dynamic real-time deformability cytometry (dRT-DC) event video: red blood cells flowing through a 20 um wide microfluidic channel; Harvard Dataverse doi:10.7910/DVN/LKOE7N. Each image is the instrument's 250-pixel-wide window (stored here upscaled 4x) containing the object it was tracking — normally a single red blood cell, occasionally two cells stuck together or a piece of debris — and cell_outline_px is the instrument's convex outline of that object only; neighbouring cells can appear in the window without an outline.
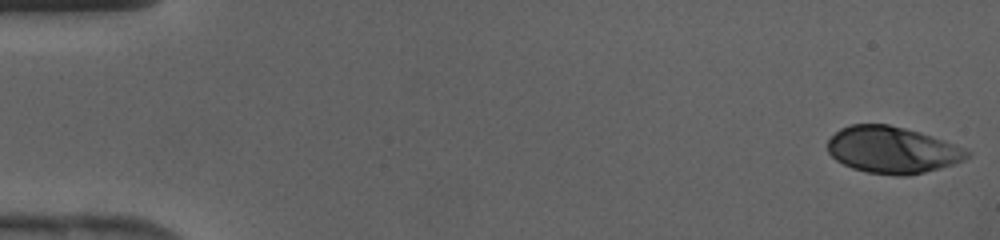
{"species": "human", "species_latin": "Homo sapiens", "temperature_condition": "cold", "stored_images_in_passage": 42, "camera_frame_rate_fps": 3000, "um_per_image_px": 0.085, "donor": {"sex": "female"}, "frame": {"image": 1, "passage_image": 1, "time_ms": 0.0, "image_size_px": [1000, 240], "cell_outline_px": [[972, 152], [964, 160], [940, 168], [908, 176], [896, 176], [868, 172], [852, 168], [836, 160], [828, 152], [828, 140], [840, 128], [852, 124], [888, 124], [920, 132], [944, 140], [964, 148]], "centroid_in_image_um": [75.84, 12.74], "position_along_channel_um": 9.2, "area_um2": 37.86}}
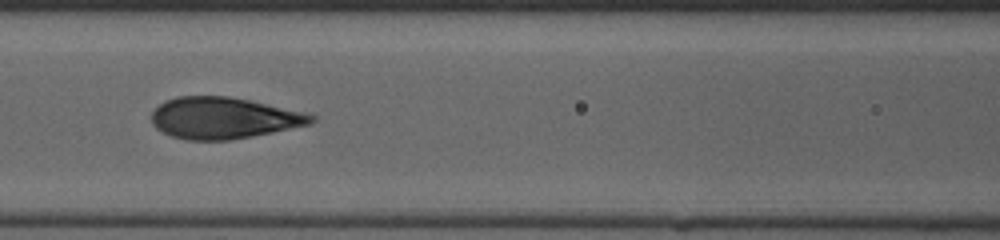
{"frame": {"image": 2, "passage_image": 19, "time_ms": 6.0, "image_size_px": [1000, 240], "cell_outline_px": [[316, 120], [312, 124], [232, 140], [188, 140], [172, 136], [156, 128], [152, 124], [152, 112], [164, 100], [176, 96], [228, 96], [304, 112], [316, 116]], "centroid_in_image_um": [19.0, 10.03], "position_along_channel_um": 147.6, "area_um2": 38.44}}
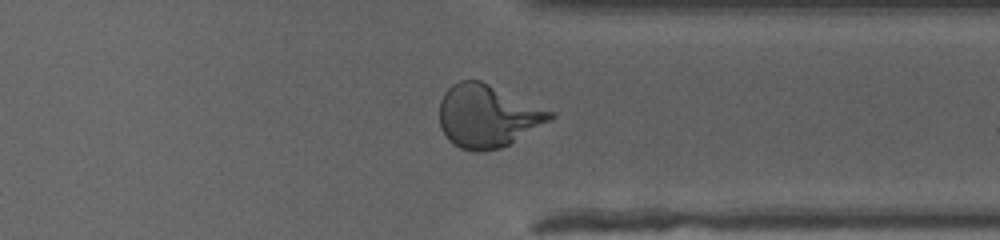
{"frame": {"image": 3, "passage_image": 33, "time_ms": 10.667, "image_size_px": [1000, 240], "cell_outline_px": [[556, 116], [552, 120], [508, 144], [500, 148], [484, 152], [472, 152], [460, 148], [452, 144], [448, 140], [440, 128], [440, 100], [444, 92], [452, 84], [460, 80], [480, 80], [556, 112]], "centroid_in_image_um": [41.43, 9.87], "position_along_channel_um": 370.0, "area_um2": 40.75}}